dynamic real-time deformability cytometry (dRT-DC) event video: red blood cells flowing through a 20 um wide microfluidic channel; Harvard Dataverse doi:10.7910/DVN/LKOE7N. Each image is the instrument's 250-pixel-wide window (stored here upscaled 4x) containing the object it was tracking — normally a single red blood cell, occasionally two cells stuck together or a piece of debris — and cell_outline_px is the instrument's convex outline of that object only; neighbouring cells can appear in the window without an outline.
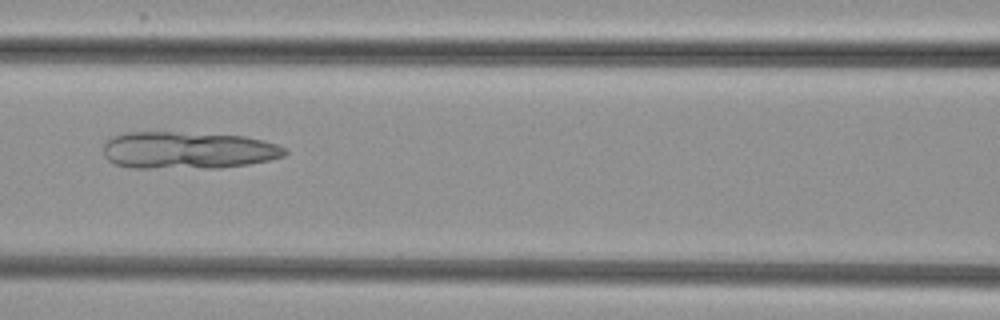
{"species": "common noctule bat (a hibernating species)", "species_latin": "Nyctalus noctula", "temperature_condition": "cold", "stored_images_in_passage": 4, "camera_frame_rate_fps": 3000, "um_per_image_px": 0.085, "animal": {"sex": "female", "body_mass_g": 29.2, "forearm_length_mm": 56.3}, "frame": {"image": 1, "passage_image": 4, "time_ms": 3.333, "image_size_px": [1000, 320], "cell_outline_px": [[288, 152], [284, 156], [268, 160], [248, 164], [220, 168], [132, 168], [112, 164], [104, 156], [104, 140], [112, 136], [124, 132], [172, 132], [244, 136], [264, 140], [288, 148]], "centroid_in_image_um": [15.94, 12.78], "position_along_channel_um": 150.7, "area_um2": 39.77}}